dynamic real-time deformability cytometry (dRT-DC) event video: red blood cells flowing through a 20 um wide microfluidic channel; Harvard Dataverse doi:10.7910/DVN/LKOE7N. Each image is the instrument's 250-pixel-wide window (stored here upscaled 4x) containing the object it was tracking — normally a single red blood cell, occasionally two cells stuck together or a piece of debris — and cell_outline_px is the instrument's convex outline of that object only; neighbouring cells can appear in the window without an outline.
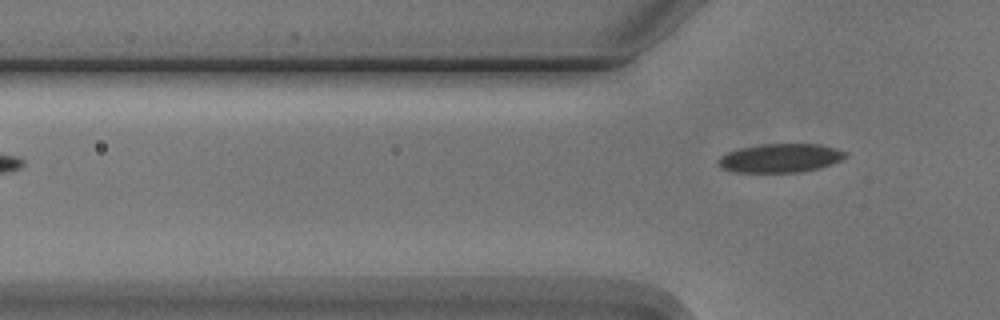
{"species": "Egyptian fruit bat (a non-hibernating species)", "species_latin": "Rousettus aegyptiacus", "temperature_condition": "cold", "stored_images_in_passage": 5, "camera_frame_rate_fps": 3000, "um_per_image_px": 0.085, "animal": {"sex": "male"}, "frame": {"image": 1, "passage_image": 5, "time_ms": 4.667, "image_size_px": [1000, 320], "cell_outline_px": [[848, 156], [840, 160], [820, 168], [800, 172], [736, 172], [720, 168], [716, 160], [720, 156], [728, 152], [740, 148], [764, 144], [820, 144], [848, 152]], "centroid_in_image_um": [66.32, 13.44], "position_along_channel_um": 59.5, "area_um2": 21.33}}